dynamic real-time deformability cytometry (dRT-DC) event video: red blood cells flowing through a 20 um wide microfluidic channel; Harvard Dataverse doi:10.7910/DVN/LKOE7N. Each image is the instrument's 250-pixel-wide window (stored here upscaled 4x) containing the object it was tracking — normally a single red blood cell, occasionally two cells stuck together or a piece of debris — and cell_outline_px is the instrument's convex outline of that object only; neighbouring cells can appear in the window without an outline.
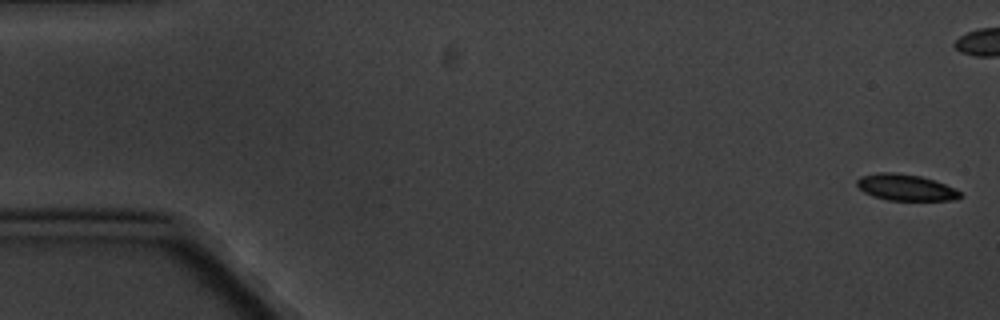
{"species": "common noctule bat (a hibernating species)", "species_latin": "Nyctalus noctula", "temperature_condition": "cold", "stored_images_in_passage": 5, "camera_frame_rate_fps": 3000, "um_per_image_px": 0.085, "animal": {"sex": "male", "body_mass_g": 20.1, "forearm_length_mm": 53.5}, "frame": {"image": 1, "passage_image": 1, "time_ms": 0.0, "image_size_px": [1000, 320], "cell_outline_px": [[960, 196], [952, 200], [888, 200], [872, 196], [864, 192], [856, 184], [856, 180], [860, 176], [880, 172], [896, 172], [920, 176], [944, 184], [960, 192]], "centroid_in_image_um": [76.91, 15.92], "position_along_channel_um": 8.1, "area_um2": 15.61}}